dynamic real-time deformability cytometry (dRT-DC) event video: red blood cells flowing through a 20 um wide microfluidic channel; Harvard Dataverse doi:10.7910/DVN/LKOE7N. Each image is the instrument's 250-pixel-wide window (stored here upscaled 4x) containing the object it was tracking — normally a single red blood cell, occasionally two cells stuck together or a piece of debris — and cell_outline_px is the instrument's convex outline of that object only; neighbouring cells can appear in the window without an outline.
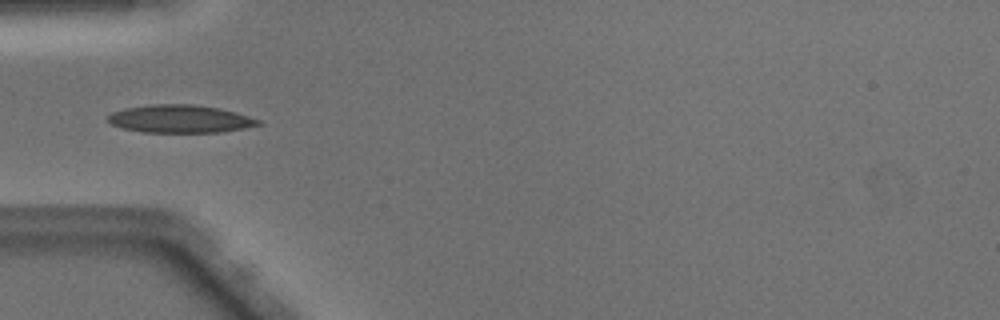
{"species": "Egyptian fruit bat (a non-hibernating species)", "species_latin": "Rousettus aegyptiacus", "temperature_condition": "warm", "stored_images_in_passage": 7, "camera_frame_rate_fps": 3000, "um_per_image_px": 0.085, "animal": {"sex": "male"}, "frame": {"image": 1, "passage_image": 4, "time_ms": 1.0, "image_size_px": [1000, 320], "cell_outline_px": [[264, 124], [244, 128], [220, 132], [144, 132], [124, 128], [112, 124], [108, 120], [108, 116], [112, 112], [124, 108], [152, 104], [192, 104], [220, 108], [236, 112], [260, 120]], "centroid_in_image_um": [15.34, 10.1], "position_along_channel_um": 69.7, "area_um2": 24.33}}